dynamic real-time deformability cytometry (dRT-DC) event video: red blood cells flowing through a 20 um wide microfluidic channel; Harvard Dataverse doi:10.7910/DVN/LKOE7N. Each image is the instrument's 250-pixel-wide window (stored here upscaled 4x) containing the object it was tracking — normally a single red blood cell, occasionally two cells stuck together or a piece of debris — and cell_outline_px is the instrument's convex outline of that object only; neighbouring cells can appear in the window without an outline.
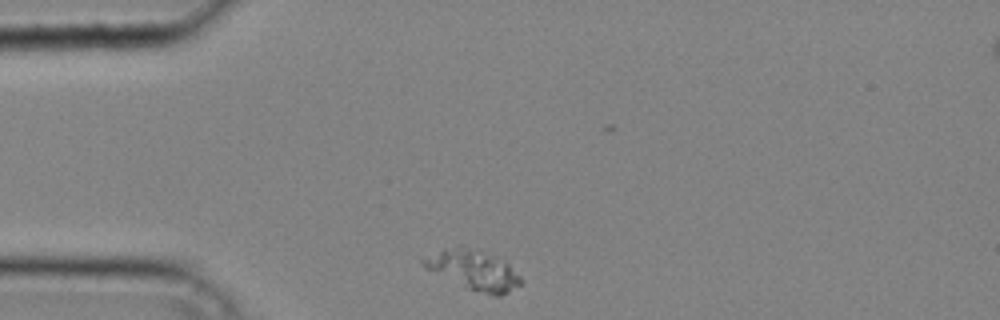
{"species": "common noctule bat (a hibernating species)", "species_latin": "Nyctalus noctula", "temperature_condition": "cold", "stored_images_in_passage": 34, "camera_frame_rate_fps": 3000, "um_per_image_px": 0.085, "animal": {"sex": "male", "body_mass_g": 20.4}, "frame": {"image": 1, "passage_image": 1, "time_ms": 0.0, "image_size_px": [1000, 320], "cell_outline_px": [[524, 284], [500, 296], [492, 296], [468, 288], [424, 268], [420, 264], [420, 260], [444, 248], [456, 244], [460, 244], [508, 264], [524, 280]], "centroid_in_image_um": [40.24, 22.96], "position_along_channel_um": 44.8, "area_um2": 22.14}}
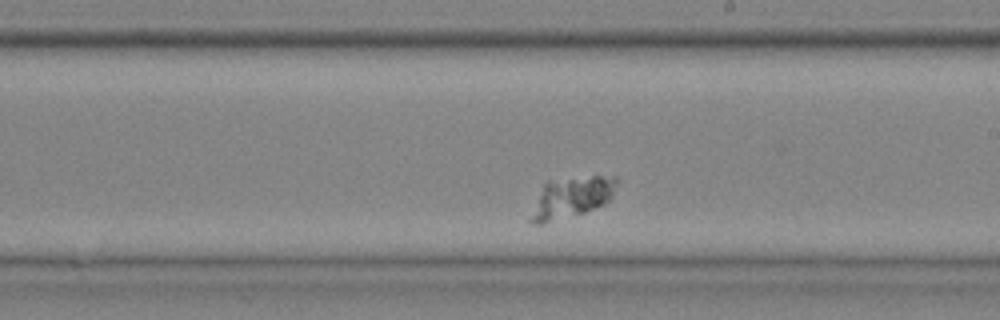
{"frame": {"image": 2, "passage_image": 16, "time_ms": 5.0, "image_size_px": [1000, 320], "cell_outline_px": [[620, 180], [612, 196], [604, 204], [584, 212], [540, 224], [532, 224], [528, 220], [544, 184], [548, 180], [592, 176], [616, 176]], "centroid_in_image_um": [48.61, 16.76], "position_along_channel_um": 240.4, "area_um2": 20.29}}
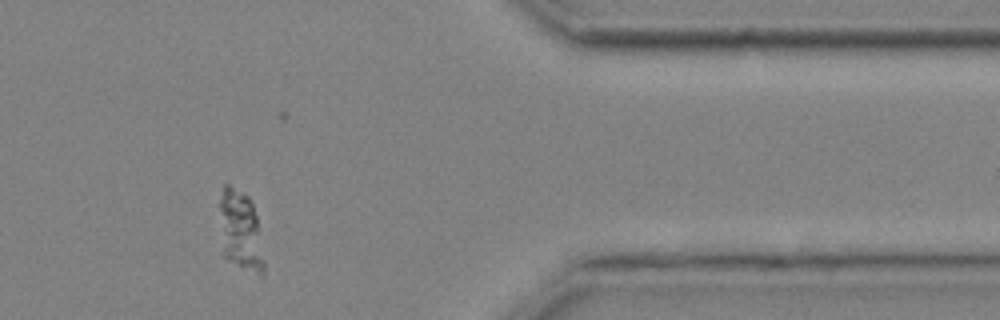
{"frame": {"image": 3, "passage_image": 28, "time_ms": 9.0, "image_size_px": [1000, 320], "cell_outline_px": [[264, 276], [260, 276], [228, 260], [224, 256], [220, 208], [220, 200], [224, 184], [228, 184], [248, 196], [252, 204], [256, 216], [264, 264]], "centroid_in_image_um": [20.45, 19.63], "position_along_channel_um": 390.9, "area_um2": 20.06}}